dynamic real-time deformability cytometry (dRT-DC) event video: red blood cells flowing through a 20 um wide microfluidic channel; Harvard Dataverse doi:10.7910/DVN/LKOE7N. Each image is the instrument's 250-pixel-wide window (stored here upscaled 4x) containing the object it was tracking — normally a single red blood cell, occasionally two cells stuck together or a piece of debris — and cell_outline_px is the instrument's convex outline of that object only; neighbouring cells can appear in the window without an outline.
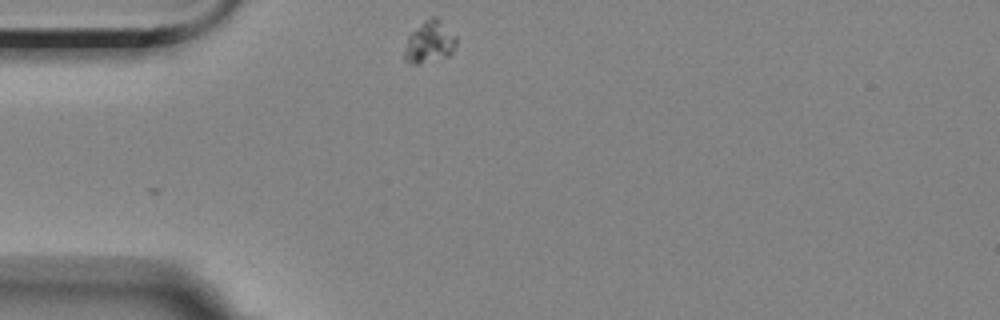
{"species": "Egyptian fruit bat (a non-hibernating species)", "species_latin": "Rousettus aegyptiacus", "temperature_condition": "room temperature", "stored_images_in_passage": 4, "camera_frame_rate_fps": 3000, "um_per_image_px": 0.085, "animal": {"sex": "female"}, "frame": {"image": 1, "passage_image": 1, "time_ms": 0.0, "image_size_px": [1000, 320], "cell_outline_px": [[456, 44], [452, 52], [448, 56], [420, 64], [412, 64], [404, 60], [404, 48], [408, 36], [424, 20], [432, 16], [436, 16], [456, 36]], "centroid_in_image_um": [36.49, 3.58], "position_along_channel_um": 48.5, "area_um2": 12.66}}